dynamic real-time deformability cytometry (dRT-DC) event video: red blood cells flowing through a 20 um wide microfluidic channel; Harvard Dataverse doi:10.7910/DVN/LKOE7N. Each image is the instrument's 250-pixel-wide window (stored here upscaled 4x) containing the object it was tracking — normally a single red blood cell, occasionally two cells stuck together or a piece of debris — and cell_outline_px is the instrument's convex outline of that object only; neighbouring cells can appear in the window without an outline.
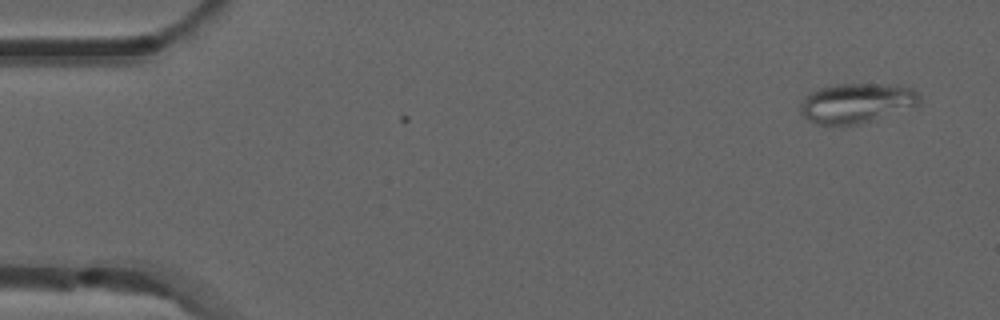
{"species": "common noctule bat (a hibernating species)", "species_latin": "Nyctalus noctula", "temperature_condition": "room temperature", "stored_images_in_passage": 2, "camera_frame_rate_fps": 3000, "um_per_image_px": 0.085, "animal": {"sex": "male", "forearm_length_mm": 52.5}, "frame": {"image": 1, "passage_image": 1, "time_ms": 0.0, "image_size_px": [1000, 320], "cell_outline_px": [[920, 104], [876, 120], [860, 124], [816, 124], [808, 120], [800, 112], [800, 104], [804, 96], [820, 88], [836, 84], [884, 84], [912, 88], [920, 96]], "centroid_in_image_um": [72.8, 8.76], "position_along_channel_um": 12.2, "area_um2": 27.57}}